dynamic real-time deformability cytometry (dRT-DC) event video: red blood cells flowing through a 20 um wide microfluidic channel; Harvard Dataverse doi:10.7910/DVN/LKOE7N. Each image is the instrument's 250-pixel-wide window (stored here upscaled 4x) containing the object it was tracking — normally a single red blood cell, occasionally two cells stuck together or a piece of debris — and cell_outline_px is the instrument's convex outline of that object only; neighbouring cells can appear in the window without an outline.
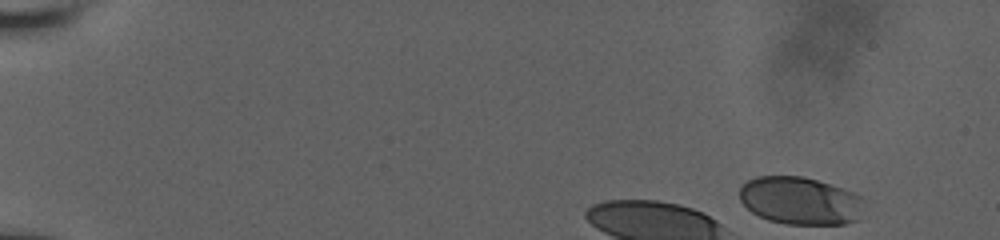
{"species": "human", "species_latin": "Homo sapiens", "temperature_condition": "room temperature", "stored_images_in_passage": 5, "camera_frame_rate_fps": 3000, "um_per_image_px": 0.085, "donor": {"sex": "male"}, "frame": {"image": 1, "passage_image": 1, "time_ms": 0.0, "image_size_px": [1000, 240], "cell_outline_px": [[860, 220], [844, 224], [784, 224], [768, 220], [752, 212], [740, 200], [740, 188], [748, 180], [756, 176], [804, 176], [852, 192], [860, 196]], "centroid_in_image_um": [67.98, 17.07], "position_along_channel_um": 17.0, "area_um2": 34.28}}